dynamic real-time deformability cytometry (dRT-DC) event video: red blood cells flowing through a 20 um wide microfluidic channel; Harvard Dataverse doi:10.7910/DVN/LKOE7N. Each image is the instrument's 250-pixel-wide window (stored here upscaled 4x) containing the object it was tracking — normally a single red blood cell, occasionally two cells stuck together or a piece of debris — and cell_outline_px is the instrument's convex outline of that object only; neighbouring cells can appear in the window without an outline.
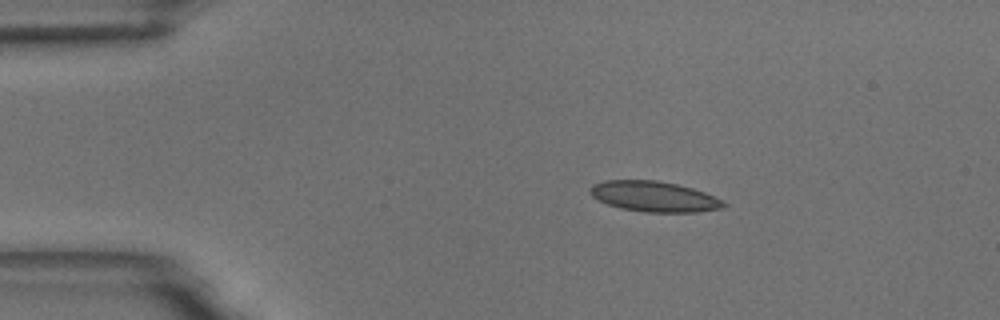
{"species": "common noctule bat (a hibernating species)", "species_latin": "Nyctalus noctula", "temperature_condition": "room temperature", "stored_images_in_passage": 46, "camera_frame_rate_fps": 3000, "um_per_image_px": 0.085, "animal": {"sex": "male", "body_mass_g": 18.8}, "frame": {"image": 1, "passage_image": 1, "time_ms": 0.0, "image_size_px": [1000, 320], "cell_outline_px": [[728, 204], [724, 208], [700, 212], [644, 212], [620, 208], [608, 204], [592, 196], [588, 192], [588, 188], [592, 184], [604, 180], [656, 180], [676, 184], [692, 188], [704, 192], [724, 200]], "centroid_in_image_um": [55.61, 16.7], "position_along_channel_um": 29.4, "area_um2": 23.93}}
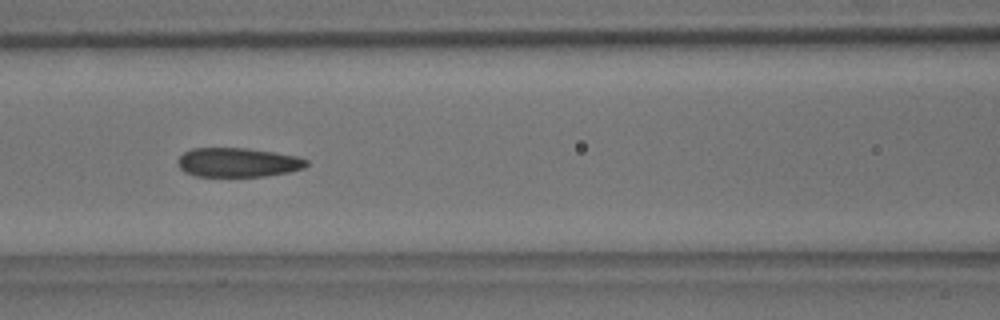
{"frame": {"image": 2, "passage_image": 15, "time_ms": 4.667, "image_size_px": [1000, 320], "cell_outline_px": [[308, 164], [304, 168], [288, 172], [264, 176], [196, 176], [184, 172], [176, 164], [176, 160], [184, 152], [192, 148], [248, 148], [276, 152], [296, 156], [308, 160]], "centroid_in_image_um": [20.19, 13.8], "position_along_channel_um": 146.4, "area_um2": 22.02}}
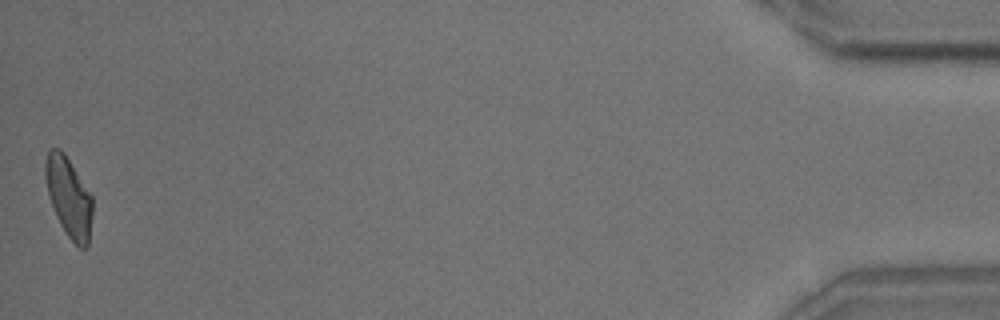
{"frame": {"image": 3, "passage_image": 46, "time_ms": 15.0, "image_size_px": [1000, 320], "cell_outline_px": [[92, 216], [88, 244], [84, 248], [80, 248], [68, 236], [60, 224], [56, 216], [48, 192], [44, 172], [44, 164], [48, 152], [52, 148], [60, 148], [64, 152], [92, 196]], "centroid_in_image_um": [5.84, 16.74], "position_along_channel_um": 429.4, "area_um2": 21.62}, "authors_computed_cell_mechanics": {"area_um2": 22.7443, "velocity_mm_per_s": 3.6597, "shape_relaxation_time_tau1_ms": 9.2625, "shape_relaxation_time_tau2_ms": 1.9745, "deformation_change_tau1": 0.1904, "deformation_change_tau2": 0.0783}}